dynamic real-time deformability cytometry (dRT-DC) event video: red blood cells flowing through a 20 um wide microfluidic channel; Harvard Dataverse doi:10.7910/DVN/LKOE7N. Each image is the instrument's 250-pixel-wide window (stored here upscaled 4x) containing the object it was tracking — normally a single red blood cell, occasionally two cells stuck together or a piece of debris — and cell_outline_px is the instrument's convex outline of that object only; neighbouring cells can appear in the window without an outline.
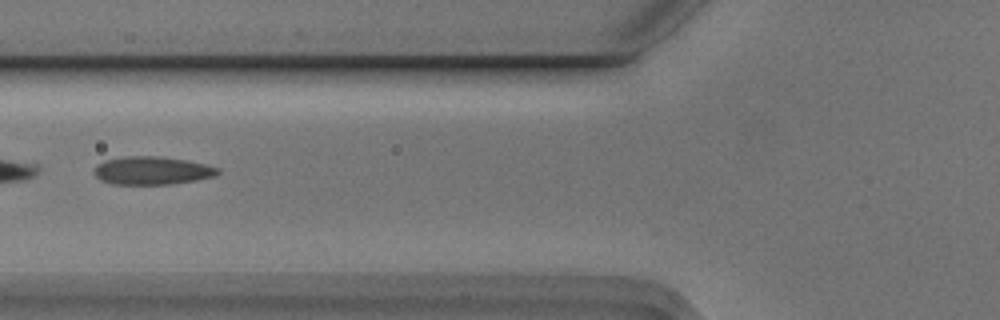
{"species": "Egyptian fruit bat (a non-hibernating species)", "species_latin": "Rousettus aegyptiacus", "temperature_condition": "cold", "stored_images_in_passage": 2, "camera_frame_rate_fps": 3000, "um_per_image_px": 0.085, "animal": {"sex": "male"}, "frame": {"image": 1, "passage_image": 2, "time_ms": 0.333, "image_size_px": [1000, 320], "cell_outline_px": [[220, 172], [216, 176], [196, 180], [172, 184], [112, 184], [100, 180], [92, 172], [96, 164], [104, 160], [124, 156], [160, 156], [188, 160], [208, 164], [220, 168]], "centroid_in_image_um": [12.93, 14.49], "position_along_channel_um": 112.9, "area_um2": 20.63}}